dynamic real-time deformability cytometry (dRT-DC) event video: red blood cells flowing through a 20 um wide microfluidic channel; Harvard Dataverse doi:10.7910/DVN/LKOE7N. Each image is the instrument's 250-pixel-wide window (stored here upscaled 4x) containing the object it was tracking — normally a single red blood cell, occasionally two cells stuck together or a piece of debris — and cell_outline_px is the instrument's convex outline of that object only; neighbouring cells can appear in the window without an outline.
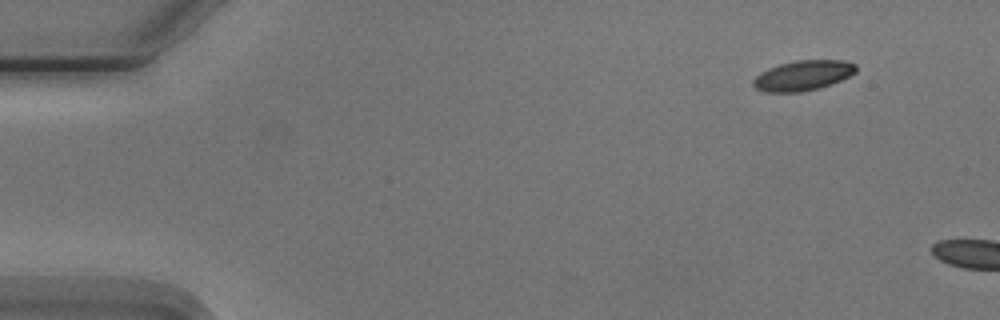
{"species": "Egyptian fruit bat (a non-hibernating species)", "species_latin": "Rousettus aegyptiacus", "temperature_condition": "cold", "stored_images_in_passage": 3, "camera_frame_rate_fps": 3000, "um_per_image_px": 0.085, "animal": {"sex": "male"}, "frame": {"image": 1, "passage_image": 1, "time_ms": 0.0, "image_size_px": [1000, 320], "cell_outline_px": [[856, 72], [832, 84], [800, 92], [764, 92], [756, 88], [752, 84], [752, 80], [760, 72], [768, 68], [780, 64], [796, 60], [844, 60], [856, 64]], "centroid_in_image_um": [68.23, 6.41], "position_along_channel_um": 16.8, "area_um2": 17.98}}